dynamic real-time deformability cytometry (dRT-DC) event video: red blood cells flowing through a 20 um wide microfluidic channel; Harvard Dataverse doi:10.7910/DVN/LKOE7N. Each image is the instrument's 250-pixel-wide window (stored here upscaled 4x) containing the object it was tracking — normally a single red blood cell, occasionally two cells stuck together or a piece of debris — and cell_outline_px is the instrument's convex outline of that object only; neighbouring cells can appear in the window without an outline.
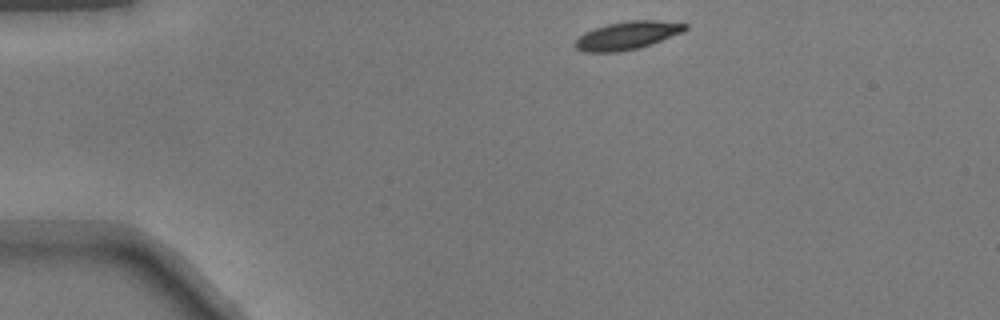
{"species": "common noctule bat (a hibernating species)", "species_latin": "Nyctalus noctula", "temperature_condition": "warm", "stored_images_in_passage": 42, "camera_frame_rate_fps": 3000, "um_per_image_px": 0.085, "animal": {"sex": "male", "body_mass_g": 17.9}, "frame": {"image": 1, "passage_image": 1, "time_ms": 0.0, "image_size_px": [1000, 320], "cell_outline_px": [[688, 28], [684, 32], [652, 44], [640, 48], [616, 52], [584, 52], [576, 48], [576, 40], [584, 32], [608, 24], [628, 20], [656, 20], [688, 24]], "centroid_in_image_um": [53.37, 3.01], "position_along_channel_um": 31.6, "area_um2": 17.98}}
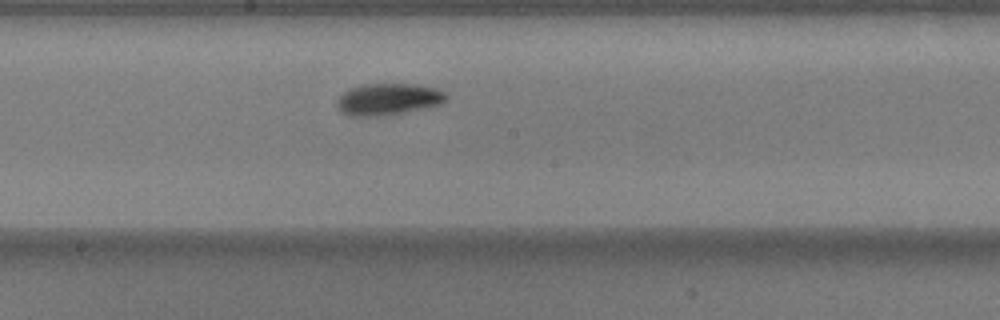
{"frame": {"image": 2, "passage_image": 19, "time_ms": 6.0, "image_size_px": [1000, 320], "cell_outline_px": [[448, 100], [444, 104], [388, 116], [348, 116], [340, 112], [336, 104], [336, 100], [348, 88], [360, 84], [420, 84], [436, 88], [444, 92], [448, 96]], "centroid_in_image_um": [33.02, 8.44], "position_along_channel_um": 215.2, "area_um2": 20.81}}
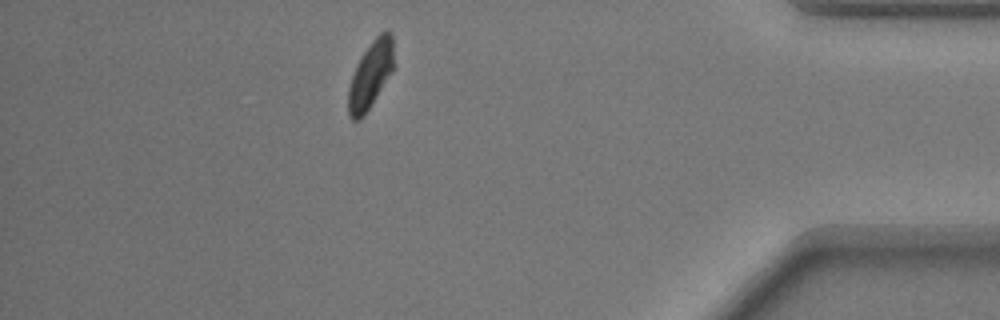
{"frame": {"image": 3, "passage_image": 36, "time_ms": 11.667, "image_size_px": [1000, 320], "cell_outline_px": [[396, 64], [392, 72], [364, 116], [360, 120], [352, 120], [348, 116], [348, 88], [352, 76], [360, 56], [372, 40], [380, 32], [388, 28], [392, 32]], "centroid_in_image_um": [31.53, 6.31], "position_along_channel_um": 403.7, "area_um2": 18.32}}